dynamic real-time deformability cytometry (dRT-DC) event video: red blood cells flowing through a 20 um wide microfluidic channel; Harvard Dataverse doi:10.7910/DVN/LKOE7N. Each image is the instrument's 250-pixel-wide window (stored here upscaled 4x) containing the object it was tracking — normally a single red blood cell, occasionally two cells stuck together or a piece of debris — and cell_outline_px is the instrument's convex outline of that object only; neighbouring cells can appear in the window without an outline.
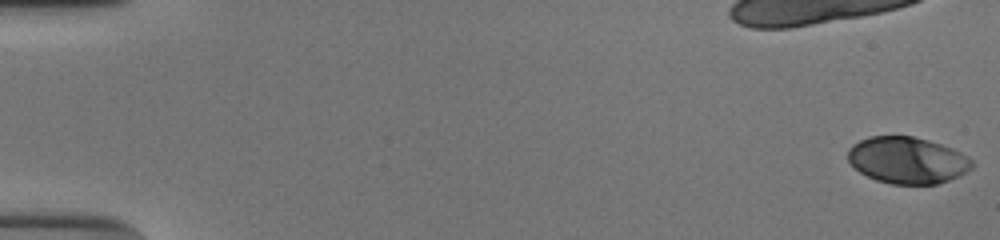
{"species": "human", "species_latin": "Homo sapiens", "temperature_condition": "cold", "stored_images_in_passage": 47, "camera_frame_rate_fps": 3000, "um_per_image_px": 0.085, "donor": {"sex": "male"}, "frame": {"image": 1, "passage_image": 1, "time_ms": 0.0, "image_size_px": [1000, 240], "cell_outline_px": [[972, 168], [960, 176], [936, 184], [892, 184], [876, 180], [860, 172], [848, 160], [848, 148], [852, 144], [868, 136], [912, 136], [928, 140], [952, 148], [960, 152], [972, 160]], "centroid_in_image_um": [77.11, 13.62], "position_along_channel_um": 7.9, "area_um2": 33.64}}
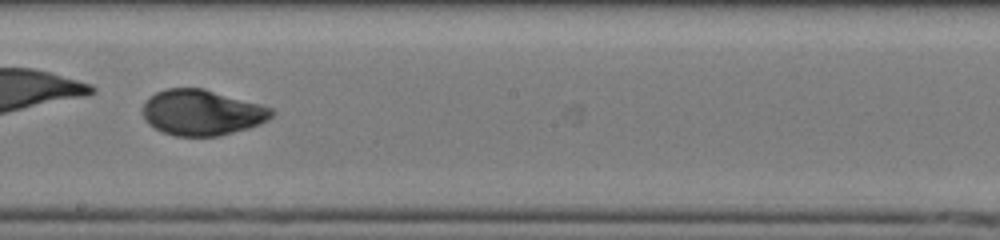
{"frame": {"image": 2, "passage_image": 32, "time_ms": 10.333, "image_size_px": [1000, 240], "cell_outline_px": [[276, 112], [268, 120], [260, 124], [248, 128], [220, 136], [176, 136], [164, 132], [148, 124], [144, 120], [144, 100], [156, 92], [168, 88], [204, 88], [260, 104], [272, 108]], "centroid_in_image_um": [17.18, 9.56], "position_along_channel_um": 231.0, "area_um2": 34.33}}
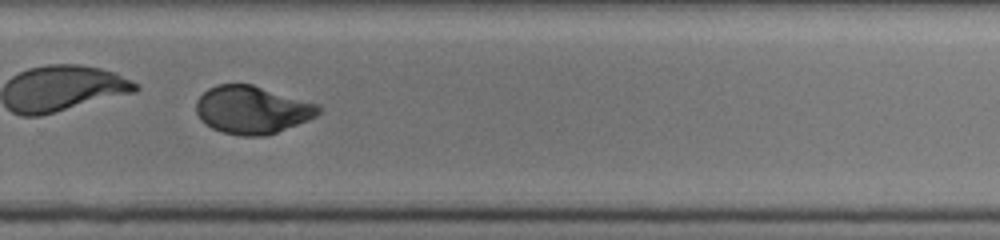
{"frame": {"image": 3, "passage_image": 38, "time_ms": 12.333, "image_size_px": [1000, 240], "cell_outline_px": [[320, 112], [316, 116], [308, 120], [276, 132], [264, 136], [240, 136], [224, 132], [212, 128], [204, 124], [200, 120], [196, 112], [196, 100], [208, 88], [216, 84], [252, 84], [320, 104]], "centroid_in_image_um": [21.42, 9.33], "position_along_channel_um": 308.4, "area_um2": 34.22}, "authors_computed_cell_mechanics": {"area_um2": 34.2754, "velocity_mm_per_s": 3.8731, "shape_relaxation_time_tau1_ms": 4.6696, "shape_relaxation_time_tau2_ms": 1.1137, "deformation_change_tau1": 0.187, "deformation_change_tau2": 0.0346}}